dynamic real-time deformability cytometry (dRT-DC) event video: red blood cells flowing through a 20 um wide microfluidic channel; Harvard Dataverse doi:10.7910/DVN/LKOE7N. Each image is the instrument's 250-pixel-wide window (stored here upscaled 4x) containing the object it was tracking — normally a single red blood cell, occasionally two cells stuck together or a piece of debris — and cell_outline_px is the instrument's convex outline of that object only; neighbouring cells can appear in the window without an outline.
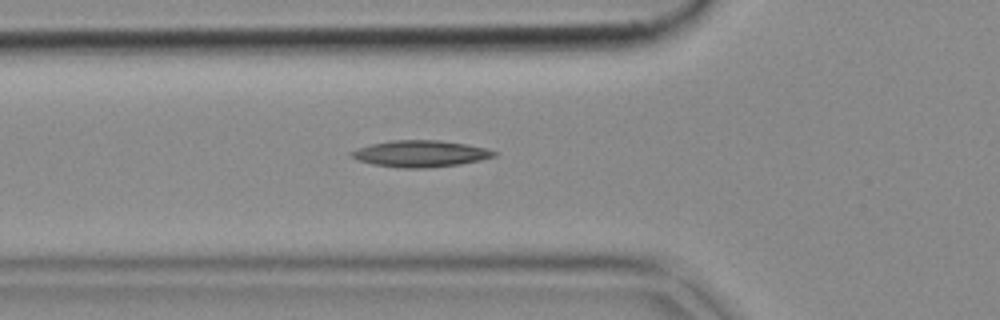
{"species": "common noctule bat (a hibernating species)", "species_latin": "Nyctalus noctula", "temperature_condition": "cold", "stored_images_in_passage": 30, "camera_frame_rate_fps": 3000, "um_per_image_px": 0.085, "animal": {"sex": "female", "body_mass_g": 18.4}, "frame": {"image": 1, "passage_image": 2, "time_ms": 0.333, "image_size_px": [1000, 320], "cell_outline_px": [[496, 156], [480, 160], [460, 164], [424, 168], [400, 168], [372, 164], [360, 160], [352, 156], [348, 152], [356, 148], [372, 144], [392, 140], [440, 140], [468, 144], [488, 148], [496, 152]], "centroid_in_image_um": [35.75, 13.06], "position_along_channel_um": 90.0, "area_um2": 22.08}}
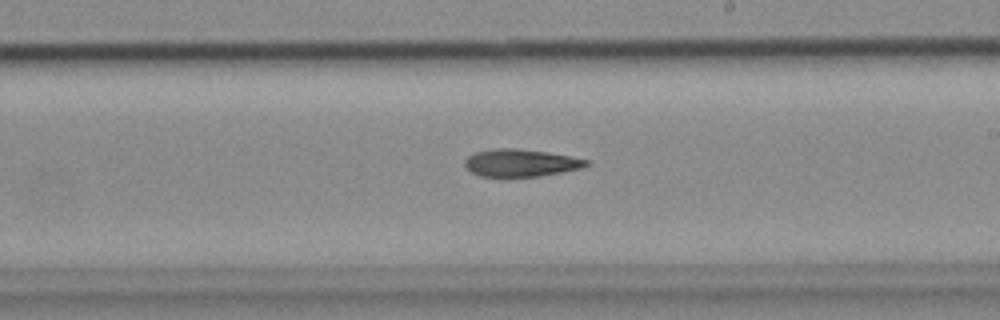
{"frame": {"image": 2, "passage_image": 14, "time_ms": 4.333, "image_size_px": [1000, 320], "cell_outline_px": [[592, 164], [584, 168], [536, 176], [480, 176], [472, 172], [464, 164], [464, 160], [468, 156], [476, 152], [492, 148], [516, 148], [548, 152], [572, 156], [588, 160]], "centroid_in_image_um": [44.3, 13.83], "position_along_channel_um": 244.7, "area_um2": 19.42}}
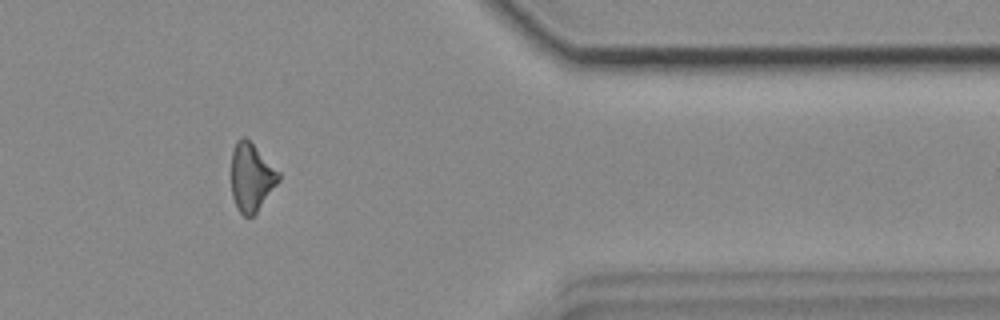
{"frame": {"image": 3, "passage_image": 27, "time_ms": 8.667, "image_size_px": [1000, 320], "cell_outline_px": [[280, 180], [256, 212], [252, 216], [244, 216], [240, 212], [232, 196], [232, 152], [236, 140], [244, 136], [280, 172]], "centroid_in_image_um": [21.37, 15.06], "position_along_channel_um": 390.0, "area_um2": 18.38}}